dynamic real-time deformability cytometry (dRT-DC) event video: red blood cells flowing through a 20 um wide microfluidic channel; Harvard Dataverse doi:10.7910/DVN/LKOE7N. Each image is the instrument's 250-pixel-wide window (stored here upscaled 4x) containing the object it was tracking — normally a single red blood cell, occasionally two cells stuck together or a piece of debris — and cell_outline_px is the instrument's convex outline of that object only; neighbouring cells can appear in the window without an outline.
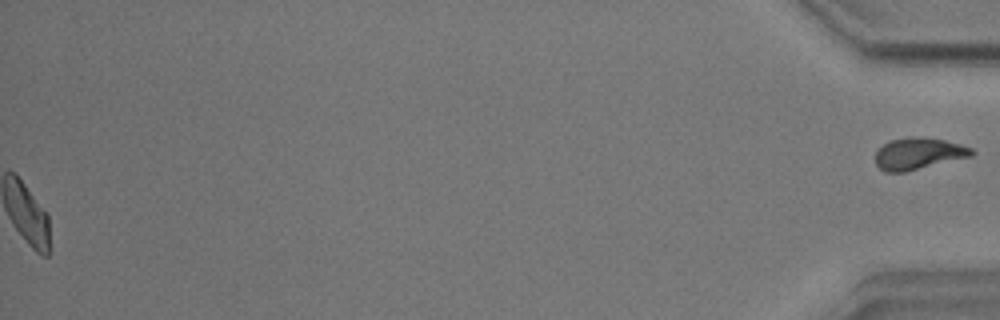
{"species": "common noctule bat (a hibernating species)", "species_latin": "Nyctalus noctula", "temperature_condition": "warm", "stored_images_in_passage": 58, "segment_of_instrument_passage": [2, 2], "camera_frame_rate_fps": 3000, "um_per_image_px": 0.085, "animal": {"sex": "male", "body_mass_g": 17.9}, "frame": {"image": 1, "passage_image": 58, "time_ms": 19.0, "image_size_px": [1000, 320], "cell_outline_px": [[976, 152], [972, 156], [904, 172], [884, 172], [876, 164], [876, 152], [884, 144], [892, 140], [912, 136], [924, 136], [944, 140], [960, 144], [972, 148]], "centroid_in_image_um": [78.09, 13.05], "position_along_channel_um": 357.1, "area_um2": 17.74}}